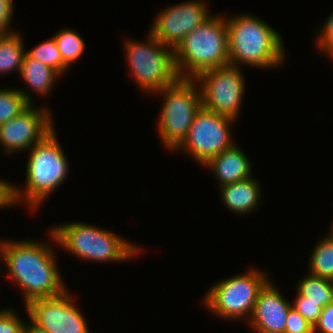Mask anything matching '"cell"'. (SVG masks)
<instances>
[{"instance_id":"cell-1","label":"cell","mask_w":333,"mask_h":333,"mask_svg":"<svg viewBox=\"0 0 333 333\" xmlns=\"http://www.w3.org/2000/svg\"><path fill=\"white\" fill-rule=\"evenodd\" d=\"M48 231L49 244L29 238L0 239L1 262L5 263L8 279L22 291L25 306L32 300L56 297L69 289L57 267V240L52 230Z\"/></svg>"},{"instance_id":"cell-2","label":"cell","mask_w":333,"mask_h":333,"mask_svg":"<svg viewBox=\"0 0 333 333\" xmlns=\"http://www.w3.org/2000/svg\"><path fill=\"white\" fill-rule=\"evenodd\" d=\"M226 19L229 61L234 66L262 70L285 63L286 52L280 33L265 20L251 14H234Z\"/></svg>"},{"instance_id":"cell-3","label":"cell","mask_w":333,"mask_h":333,"mask_svg":"<svg viewBox=\"0 0 333 333\" xmlns=\"http://www.w3.org/2000/svg\"><path fill=\"white\" fill-rule=\"evenodd\" d=\"M56 135L54 128L28 150L25 186L22 188L14 184L17 205L24 203L28 211L33 213L39 210L42 203L46 202L69 175L68 159Z\"/></svg>"},{"instance_id":"cell-4","label":"cell","mask_w":333,"mask_h":333,"mask_svg":"<svg viewBox=\"0 0 333 333\" xmlns=\"http://www.w3.org/2000/svg\"><path fill=\"white\" fill-rule=\"evenodd\" d=\"M50 229L60 248L89 262H127L143 253L137 243L91 223L66 222Z\"/></svg>"},{"instance_id":"cell-5","label":"cell","mask_w":333,"mask_h":333,"mask_svg":"<svg viewBox=\"0 0 333 333\" xmlns=\"http://www.w3.org/2000/svg\"><path fill=\"white\" fill-rule=\"evenodd\" d=\"M180 78L194 79L200 72L230 64L225 15L210 16L174 49Z\"/></svg>"},{"instance_id":"cell-6","label":"cell","mask_w":333,"mask_h":333,"mask_svg":"<svg viewBox=\"0 0 333 333\" xmlns=\"http://www.w3.org/2000/svg\"><path fill=\"white\" fill-rule=\"evenodd\" d=\"M148 37V38H147ZM146 40L125 39L124 54L131 77L142 92L155 93L180 79L174 49L164 45L149 31Z\"/></svg>"},{"instance_id":"cell-7","label":"cell","mask_w":333,"mask_h":333,"mask_svg":"<svg viewBox=\"0 0 333 333\" xmlns=\"http://www.w3.org/2000/svg\"><path fill=\"white\" fill-rule=\"evenodd\" d=\"M154 94L164 97L157 119V133L167 150L174 151L186 138L196 113L202 107L198 83L180 78Z\"/></svg>"},{"instance_id":"cell-8","label":"cell","mask_w":333,"mask_h":333,"mask_svg":"<svg viewBox=\"0 0 333 333\" xmlns=\"http://www.w3.org/2000/svg\"><path fill=\"white\" fill-rule=\"evenodd\" d=\"M267 276L266 271L251 267L242 274L219 280L205 293L203 305L216 317L247 323L258 293L270 280Z\"/></svg>"},{"instance_id":"cell-9","label":"cell","mask_w":333,"mask_h":333,"mask_svg":"<svg viewBox=\"0 0 333 333\" xmlns=\"http://www.w3.org/2000/svg\"><path fill=\"white\" fill-rule=\"evenodd\" d=\"M233 122L237 121L201 107L186 138L173 152L182 150L203 167L211 158L235 144L231 136Z\"/></svg>"},{"instance_id":"cell-10","label":"cell","mask_w":333,"mask_h":333,"mask_svg":"<svg viewBox=\"0 0 333 333\" xmlns=\"http://www.w3.org/2000/svg\"><path fill=\"white\" fill-rule=\"evenodd\" d=\"M198 83L202 107L219 115L238 120L245 93V78L241 66L228 64L200 72Z\"/></svg>"},{"instance_id":"cell-11","label":"cell","mask_w":333,"mask_h":333,"mask_svg":"<svg viewBox=\"0 0 333 333\" xmlns=\"http://www.w3.org/2000/svg\"><path fill=\"white\" fill-rule=\"evenodd\" d=\"M66 290L63 294L40 298L25 306L27 317L47 333H90L83 312Z\"/></svg>"},{"instance_id":"cell-12","label":"cell","mask_w":333,"mask_h":333,"mask_svg":"<svg viewBox=\"0 0 333 333\" xmlns=\"http://www.w3.org/2000/svg\"><path fill=\"white\" fill-rule=\"evenodd\" d=\"M47 107L31 103L19 115L0 126V146L5 156L27 151L40 142L55 127Z\"/></svg>"},{"instance_id":"cell-13","label":"cell","mask_w":333,"mask_h":333,"mask_svg":"<svg viewBox=\"0 0 333 333\" xmlns=\"http://www.w3.org/2000/svg\"><path fill=\"white\" fill-rule=\"evenodd\" d=\"M212 15L203 0L173 4L159 10L149 32L164 45L175 49L185 36Z\"/></svg>"},{"instance_id":"cell-14","label":"cell","mask_w":333,"mask_h":333,"mask_svg":"<svg viewBox=\"0 0 333 333\" xmlns=\"http://www.w3.org/2000/svg\"><path fill=\"white\" fill-rule=\"evenodd\" d=\"M291 301L286 300L271 279L258 293L247 324L254 333H285Z\"/></svg>"},{"instance_id":"cell-15","label":"cell","mask_w":333,"mask_h":333,"mask_svg":"<svg viewBox=\"0 0 333 333\" xmlns=\"http://www.w3.org/2000/svg\"><path fill=\"white\" fill-rule=\"evenodd\" d=\"M250 162L246 153L235 143L231 148L211 158L203 167L211 170L221 187L253 176Z\"/></svg>"},{"instance_id":"cell-16","label":"cell","mask_w":333,"mask_h":333,"mask_svg":"<svg viewBox=\"0 0 333 333\" xmlns=\"http://www.w3.org/2000/svg\"><path fill=\"white\" fill-rule=\"evenodd\" d=\"M254 176L219 188L222 203L231 213L246 215L257 210L262 190L261 184ZM251 212V213H250Z\"/></svg>"},{"instance_id":"cell-17","label":"cell","mask_w":333,"mask_h":333,"mask_svg":"<svg viewBox=\"0 0 333 333\" xmlns=\"http://www.w3.org/2000/svg\"><path fill=\"white\" fill-rule=\"evenodd\" d=\"M18 77L23 80L31 92L33 91L37 95L45 97L50 95L51 90L55 86L54 84L62 76L50 66L34 60L25 54Z\"/></svg>"},{"instance_id":"cell-18","label":"cell","mask_w":333,"mask_h":333,"mask_svg":"<svg viewBox=\"0 0 333 333\" xmlns=\"http://www.w3.org/2000/svg\"><path fill=\"white\" fill-rule=\"evenodd\" d=\"M18 30L0 36V75L20 73L25 56L24 38Z\"/></svg>"},{"instance_id":"cell-19","label":"cell","mask_w":333,"mask_h":333,"mask_svg":"<svg viewBox=\"0 0 333 333\" xmlns=\"http://www.w3.org/2000/svg\"><path fill=\"white\" fill-rule=\"evenodd\" d=\"M315 243L308 259V272L333 281V237L324 235Z\"/></svg>"},{"instance_id":"cell-20","label":"cell","mask_w":333,"mask_h":333,"mask_svg":"<svg viewBox=\"0 0 333 333\" xmlns=\"http://www.w3.org/2000/svg\"><path fill=\"white\" fill-rule=\"evenodd\" d=\"M295 290L302 296L306 297V301L312 303H322L326 306L333 303V281L316 277L307 273L300 279Z\"/></svg>"},{"instance_id":"cell-21","label":"cell","mask_w":333,"mask_h":333,"mask_svg":"<svg viewBox=\"0 0 333 333\" xmlns=\"http://www.w3.org/2000/svg\"><path fill=\"white\" fill-rule=\"evenodd\" d=\"M25 90V91H23ZM27 89L4 87L0 89V126L24 111L31 103V92Z\"/></svg>"},{"instance_id":"cell-22","label":"cell","mask_w":333,"mask_h":333,"mask_svg":"<svg viewBox=\"0 0 333 333\" xmlns=\"http://www.w3.org/2000/svg\"><path fill=\"white\" fill-rule=\"evenodd\" d=\"M53 38L63 59V62L70 68L72 64L81 60L85 51L86 43L77 31L63 28Z\"/></svg>"},{"instance_id":"cell-23","label":"cell","mask_w":333,"mask_h":333,"mask_svg":"<svg viewBox=\"0 0 333 333\" xmlns=\"http://www.w3.org/2000/svg\"><path fill=\"white\" fill-rule=\"evenodd\" d=\"M25 54L34 60L50 66L61 76H64V74L69 71V67L63 62L56 41L53 37L37 44V46L31 50L25 51Z\"/></svg>"},{"instance_id":"cell-24","label":"cell","mask_w":333,"mask_h":333,"mask_svg":"<svg viewBox=\"0 0 333 333\" xmlns=\"http://www.w3.org/2000/svg\"><path fill=\"white\" fill-rule=\"evenodd\" d=\"M291 307L297 310L313 327L319 320L323 308L322 303L306 301V297L300 295L297 291L295 299L291 301Z\"/></svg>"},{"instance_id":"cell-25","label":"cell","mask_w":333,"mask_h":333,"mask_svg":"<svg viewBox=\"0 0 333 333\" xmlns=\"http://www.w3.org/2000/svg\"><path fill=\"white\" fill-rule=\"evenodd\" d=\"M320 30V31H319ZM318 30L316 37L317 52L333 59V12L325 19L324 25Z\"/></svg>"},{"instance_id":"cell-26","label":"cell","mask_w":333,"mask_h":333,"mask_svg":"<svg viewBox=\"0 0 333 333\" xmlns=\"http://www.w3.org/2000/svg\"><path fill=\"white\" fill-rule=\"evenodd\" d=\"M13 308L0 309V333H23L25 322Z\"/></svg>"},{"instance_id":"cell-27","label":"cell","mask_w":333,"mask_h":333,"mask_svg":"<svg viewBox=\"0 0 333 333\" xmlns=\"http://www.w3.org/2000/svg\"><path fill=\"white\" fill-rule=\"evenodd\" d=\"M313 326L309 324V322L300 315V313L294 308L290 307L287 321L285 333H312Z\"/></svg>"},{"instance_id":"cell-28","label":"cell","mask_w":333,"mask_h":333,"mask_svg":"<svg viewBox=\"0 0 333 333\" xmlns=\"http://www.w3.org/2000/svg\"><path fill=\"white\" fill-rule=\"evenodd\" d=\"M13 3V0H0V36L15 32L14 29L10 30L15 7Z\"/></svg>"},{"instance_id":"cell-29","label":"cell","mask_w":333,"mask_h":333,"mask_svg":"<svg viewBox=\"0 0 333 333\" xmlns=\"http://www.w3.org/2000/svg\"><path fill=\"white\" fill-rule=\"evenodd\" d=\"M314 333H333V303L324 306L319 320L313 327Z\"/></svg>"},{"instance_id":"cell-30","label":"cell","mask_w":333,"mask_h":333,"mask_svg":"<svg viewBox=\"0 0 333 333\" xmlns=\"http://www.w3.org/2000/svg\"><path fill=\"white\" fill-rule=\"evenodd\" d=\"M17 204L15 197V185L0 179V209H8ZM5 207V208H4Z\"/></svg>"},{"instance_id":"cell-31","label":"cell","mask_w":333,"mask_h":333,"mask_svg":"<svg viewBox=\"0 0 333 333\" xmlns=\"http://www.w3.org/2000/svg\"><path fill=\"white\" fill-rule=\"evenodd\" d=\"M29 321L28 325L27 322H25L23 333H47L43 328H40L36 324H34L30 319Z\"/></svg>"},{"instance_id":"cell-32","label":"cell","mask_w":333,"mask_h":333,"mask_svg":"<svg viewBox=\"0 0 333 333\" xmlns=\"http://www.w3.org/2000/svg\"><path fill=\"white\" fill-rule=\"evenodd\" d=\"M331 223H332V224L330 225L331 227H329L330 230H328V231H330V232H328L327 234L333 237V220H332Z\"/></svg>"}]
</instances>
